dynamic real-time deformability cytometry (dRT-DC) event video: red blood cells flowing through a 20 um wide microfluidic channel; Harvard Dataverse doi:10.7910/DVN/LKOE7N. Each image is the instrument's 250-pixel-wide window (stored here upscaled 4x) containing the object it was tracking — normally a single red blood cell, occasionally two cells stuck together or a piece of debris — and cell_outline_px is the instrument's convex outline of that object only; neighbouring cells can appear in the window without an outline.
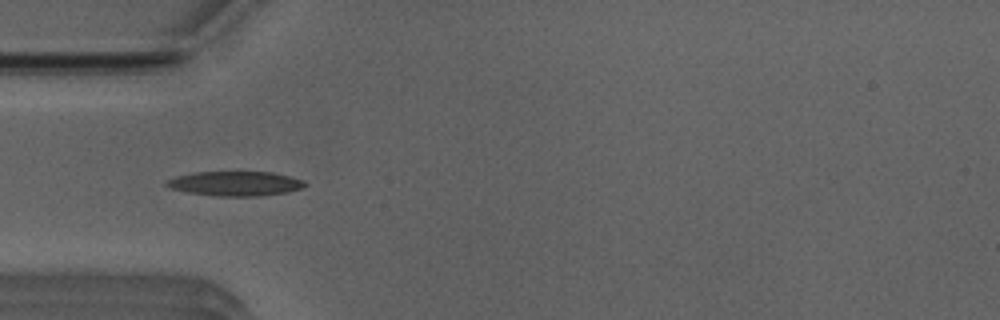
{"species": "Egyptian fruit bat (a non-hibernating species)", "species_latin": "Rousettus aegyptiacus", "temperature_condition": "room temperature", "stored_images_in_passage": 39, "camera_frame_rate_fps": 3000, "um_per_image_px": 0.085, "animal": {"sex": "male"}, "frame": {"image": 1, "passage_image": 3, "time_ms": 0.667, "image_size_px": [1000, 320], "cell_outline_px": [[308, 184], [304, 188], [288, 192], [256, 196], [212, 196], [188, 192], [172, 188], [164, 184], [164, 180], [176, 176], [196, 172], [272, 172], [304, 180]], "centroid_in_image_um": [20.01, 15.6], "position_along_channel_um": 65.0, "area_um2": 19.88}}
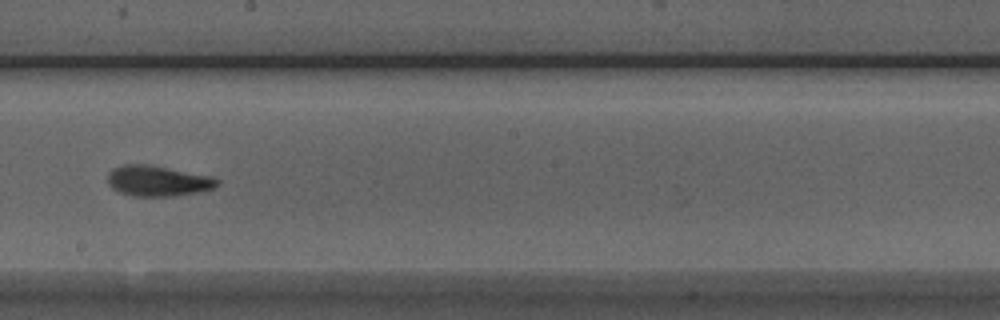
{"frame": {"image": 2, "passage_image": 16, "time_ms": 5.0, "image_size_px": [1000, 320], "cell_outline_px": [[220, 184], [216, 188], [200, 192], [172, 196], [132, 196], [120, 192], [112, 188], [108, 184], [108, 172], [112, 168], [124, 164], [148, 164], [212, 176], [220, 180]], "centroid_in_image_um": [13.44, 15.37], "position_along_channel_um": 234.8, "area_um2": 19.77}}
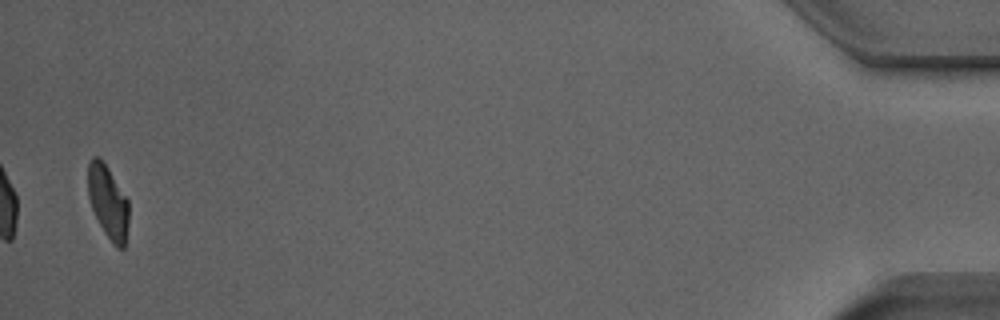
{"frame": {"image": 3, "passage_image": 38, "time_ms": 12.333, "image_size_px": [1000, 320], "cell_outline_px": [[128, 224], [124, 248], [116, 248], [112, 244], [104, 232], [92, 208], [88, 196], [88, 164], [92, 156], [100, 156], [108, 168], [128, 200]], "centroid_in_image_um": [9.18, 17.16], "position_along_channel_um": 426.0, "area_um2": 17.34}, "authors_computed_cell_mechanics": {"area_um2": 18.9006, "velocity_mm_per_s": 3.9191, "shape_relaxation_time_tau1_ms": 3.565, "shape_relaxation_time_tau2_ms": 2.3553, "deformation_change_tau1": 0.1479, "deformation_change_tau2": 0.0979}}